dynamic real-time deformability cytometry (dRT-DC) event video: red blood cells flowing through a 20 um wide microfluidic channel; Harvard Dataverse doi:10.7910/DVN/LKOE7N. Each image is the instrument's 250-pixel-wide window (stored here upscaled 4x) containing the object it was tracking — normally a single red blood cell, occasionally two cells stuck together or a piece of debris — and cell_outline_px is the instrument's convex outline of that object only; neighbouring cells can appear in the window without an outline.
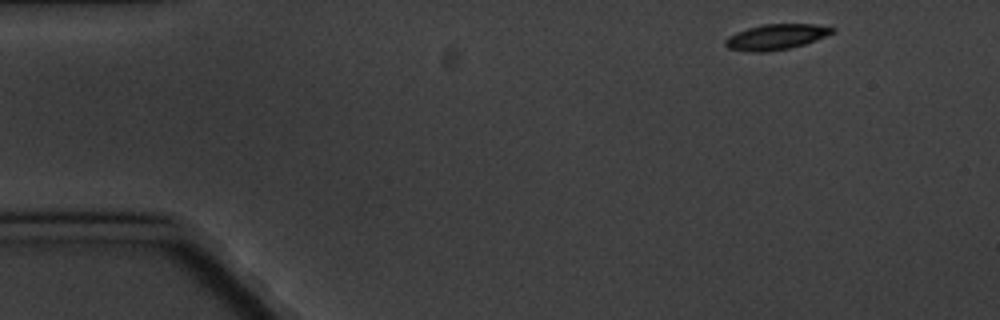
{"species": "common noctule bat (a hibernating species)", "species_latin": "Nyctalus noctula", "temperature_condition": "cold", "stored_images_in_passage": 4, "camera_frame_rate_fps": 3000, "um_per_image_px": 0.085, "animal": {"sex": "male", "body_mass_g": 20.1, "forearm_length_mm": 53.5}, "frame": {"image": 1, "passage_image": 1, "time_ms": 0.0, "image_size_px": [1000, 320], "cell_outline_px": [[836, 32], [804, 44], [788, 48], [768, 52], [752, 52], [728, 48], [724, 44], [724, 40], [728, 36], [736, 32], [748, 28], [764, 24], [816, 24], [836, 28]], "centroid_in_image_um": [65.97, 3.13], "position_along_channel_um": 19.0, "area_um2": 15.9}}
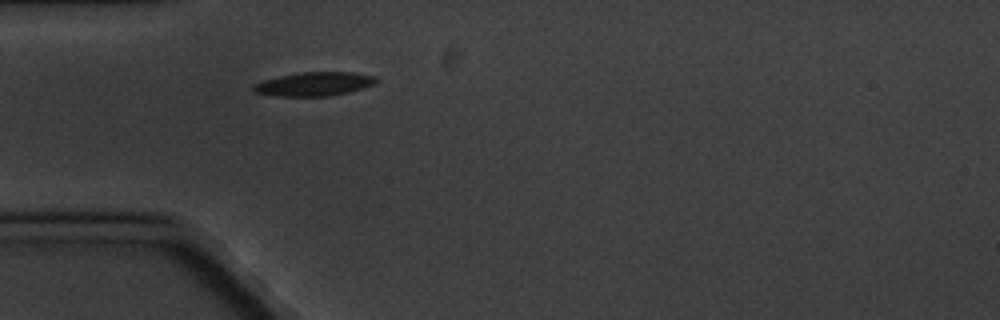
{"frame": {"image": 2, "passage_image": 4, "time_ms": 3.667, "image_size_px": [1000, 320], "cell_outline_px": [[380, 80], [376, 84], [348, 92], [328, 96], [276, 96], [256, 92], [252, 88], [256, 84], [264, 80], [280, 76], [300, 72], [352, 72], [376, 76]], "centroid_in_image_um": [26.78, 7.13], "position_along_channel_um": 58.2, "area_um2": 16.94}}